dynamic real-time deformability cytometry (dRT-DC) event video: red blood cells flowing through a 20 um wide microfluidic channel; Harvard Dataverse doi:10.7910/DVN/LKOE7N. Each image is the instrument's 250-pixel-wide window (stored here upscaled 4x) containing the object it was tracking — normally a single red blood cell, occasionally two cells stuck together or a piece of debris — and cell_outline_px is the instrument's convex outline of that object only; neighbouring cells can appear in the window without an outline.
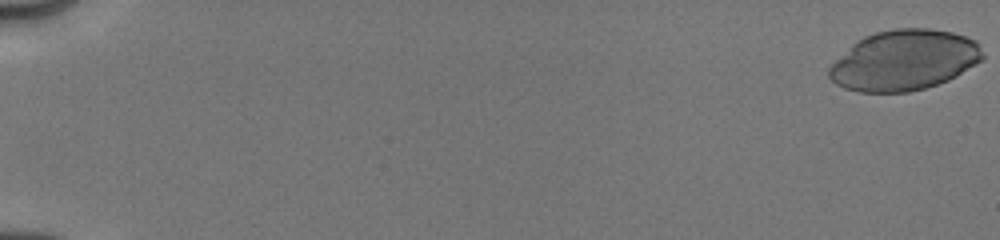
{"species": "human", "species_latin": "Homo sapiens", "temperature_condition": "cold", "stored_images_in_passage": 15, "camera_frame_rate_fps": 3000, "um_per_image_px": 0.085, "donor": {"sex": "male"}, "frame": {"image": 1, "passage_image": 1, "time_ms": 0.0, "image_size_px": [1000, 240], "cell_outline_px": [[984, 56], [980, 60], [956, 76], [948, 80], [924, 88], [908, 92], [860, 92], [844, 88], [836, 84], [828, 76], [828, 68], [856, 40], [864, 36], [876, 32], [896, 28], [928, 28], [952, 32], [976, 40]], "centroid_in_image_um": [76.83, 5.12], "position_along_channel_um": 8.2, "area_um2": 53.75}}
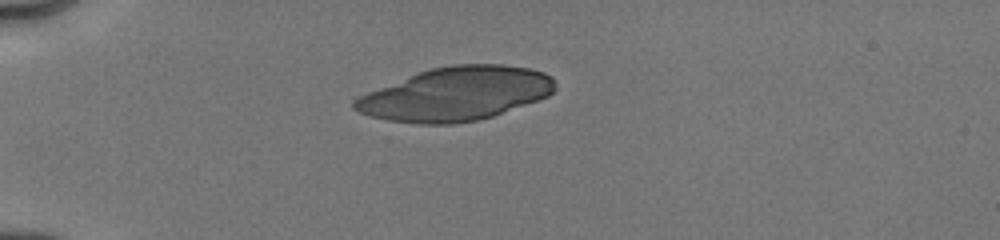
{"frame": {"image": 2, "passage_image": 12, "time_ms": 5.0, "image_size_px": [1000, 240], "cell_outline_px": [[556, 88], [548, 96], [492, 116], [480, 120], [456, 124], [416, 124], [388, 120], [368, 116], [352, 108], [352, 100], [356, 96], [420, 72], [432, 68], [452, 64], [500, 64], [528, 68], [544, 72], [552, 76], [556, 84]], "centroid_in_image_um": [38.73, 7.99], "position_along_channel_um": 46.3, "area_um2": 62.6}}